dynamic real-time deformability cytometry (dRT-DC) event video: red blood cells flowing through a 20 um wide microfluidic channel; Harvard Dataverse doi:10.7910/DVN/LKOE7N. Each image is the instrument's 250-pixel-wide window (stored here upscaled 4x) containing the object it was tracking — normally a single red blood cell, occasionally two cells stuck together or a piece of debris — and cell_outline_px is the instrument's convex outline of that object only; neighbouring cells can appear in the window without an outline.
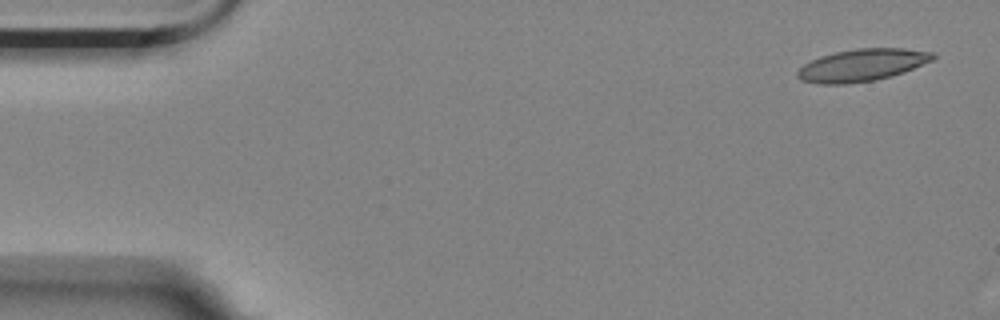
{"species": "Egyptian fruit bat (a non-hibernating species)", "species_latin": "Rousettus aegyptiacus", "temperature_condition": "room temperature", "stored_images_in_passage": 6, "camera_frame_rate_fps": 3000, "um_per_image_px": 0.085, "animal": {"sex": "female"}, "frame": {"image": 1, "passage_image": 1, "time_ms": 0.0, "image_size_px": [1000, 320], "cell_outline_px": [[936, 56], [932, 60], [904, 72], [892, 76], [872, 80], [844, 84], [820, 84], [800, 80], [796, 76], [796, 72], [804, 64], [820, 56], [836, 52], [856, 48], [904, 48], [936, 52]], "centroid_in_image_um": [73.28, 5.53], "position_along_channel_um": 11.7, "area_um2": 25.43}}
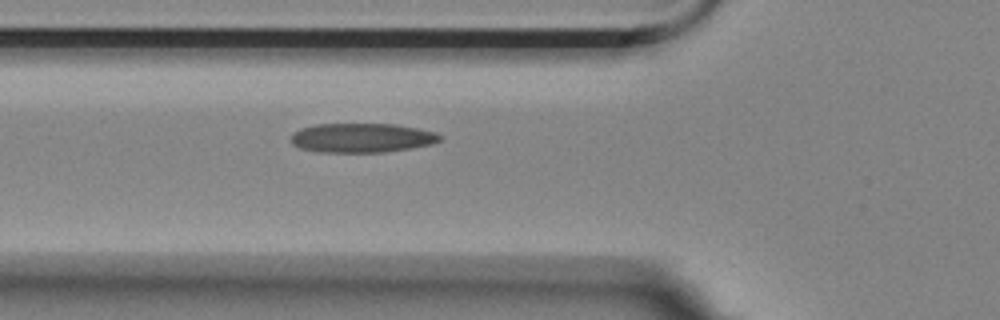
{"frame": {"image": 2, "passage_image": 6, "time_ms": 1.667, "image_size_px": [1000, 320], "cell_outline_px": [[440, 140], [432, 144], [412, 148], [384, 152], [316, 152], [300, 148], [292, 144], [292, 132], [300, 128], [316, 124], [396, 124], [436, 132], [440, 136]], "centroid_in_image_um": [30.73, 11.72], "position_along_channel_um": 95.1, "area_um2": 25.49}}